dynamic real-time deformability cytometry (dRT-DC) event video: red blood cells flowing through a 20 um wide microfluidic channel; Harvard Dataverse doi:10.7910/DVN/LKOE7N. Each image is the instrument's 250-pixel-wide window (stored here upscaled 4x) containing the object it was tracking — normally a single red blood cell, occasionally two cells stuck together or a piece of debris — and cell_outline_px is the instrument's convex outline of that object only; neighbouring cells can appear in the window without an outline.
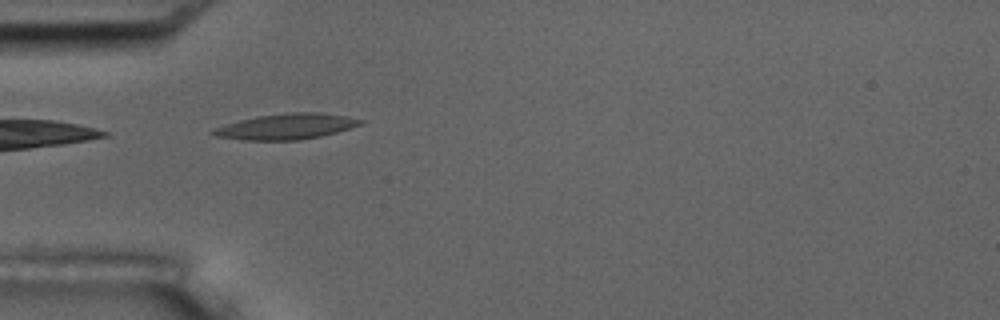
{"species": "common noctule bat (a hibernating species)", "species_latin": "Nyctalus noctula", "temperature_condition": "room temperature", "stored_images_in_passage": 6, "camera_frame_rate_fps": 3000, "um_per_image_px": 0.085, "animal": {"sex": "male", "body_mass_g": 17.5, "forearm_length_mm": 52.3}, "frame": {"image": 1, "passage_image": 5, "time_ms": 4.667, "image_size_px": [1000, 320], "cell_outline_px": [[364, 124], [336, 132], [320, 136], [300, 140], [244, 140], [216, 136], [208, 132], [212, 128], [224, 124], [256, 116], [292, 112], [320, 112], [348, 116], [364, 120]], "centroid_in_image_um": [24.33, 10.75], "position_along_channel_um": 60.7, "area_um2": 22.2}}